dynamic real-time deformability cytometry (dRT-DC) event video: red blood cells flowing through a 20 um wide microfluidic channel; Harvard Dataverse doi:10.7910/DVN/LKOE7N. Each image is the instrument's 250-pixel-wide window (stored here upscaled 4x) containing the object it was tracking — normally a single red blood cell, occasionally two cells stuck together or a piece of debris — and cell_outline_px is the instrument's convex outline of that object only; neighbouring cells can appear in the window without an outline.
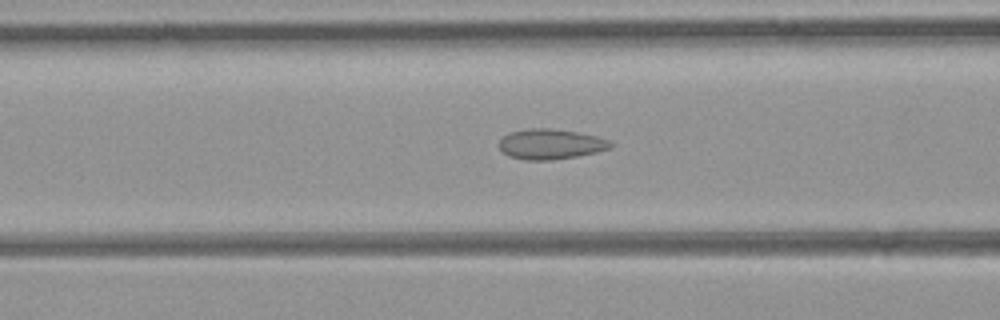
{"species": "common noctule bat (a hibernating species)", "species_latin": "Nyctalus noctula", "temperature_condition": "room temperature", "stored_images_in_passage": 39, "camera_frame_rate_fps": 3000, "um_per_image_px": 0.085, "animal": {"sex": "female", "body_mass_g": 21.9}, "frame": {"image": 1, "passage_image": 15, "time_ms": 4.667, "image_size_px": [1000, 320], "cell_outline_px": [[616, 144], [608, 148], [596, 152], [576, 156], [552, 160], [524, 160], [508, 156], [500, 148], [500, 140], [508, 132], [528, 128], [548, 128], [576, 132], [596, 136], [608, 140]], "centroid_in_image_um": [46.78, 12.25], "position_along_channel_um": 119.8, "area_um2": 19.54}}
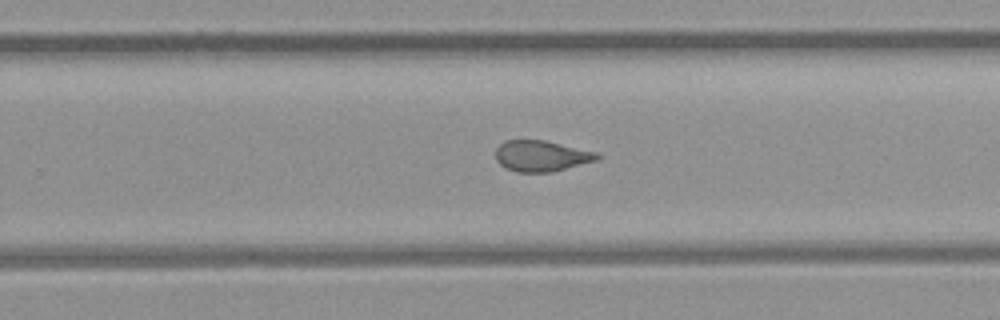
{"frame": {"image": 2, "passage_image": 26, "time_ms": 8.333, "image_size_px": [1000, 320], "cell_outline_px": [[600, 156], [596, 160], [552, 172], [516, 172], [500, 164], [496, 160], [496, 148], [504, 140], [544, 140], [596, 152]], "centroid_in_image_um": [45.98, 13.25], "position_along_channel_um": 283.8, "area_um2": 18.09}}
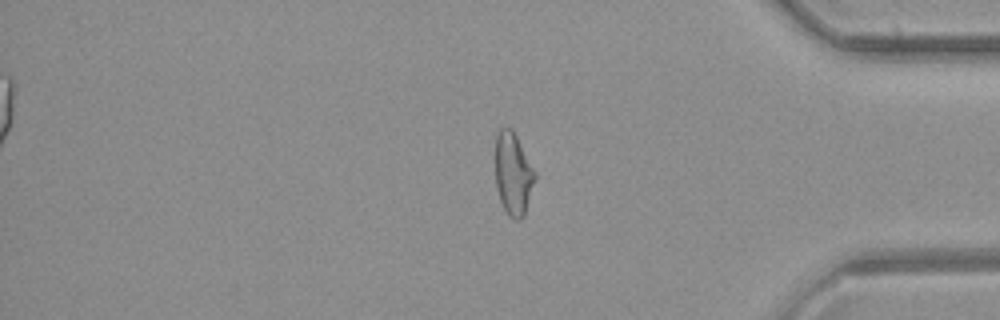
{"frame": {"image": 3, "passage_image": 35, "time_ms": 11.333, "image_size_px": [1000, 320], "cell_outline_px": [[536, 180], [524, 216], [520, 220], [516, 220], [508, 216], [500, 200], [496, 184], [496, 136], [500, 128], [512, 128], [536, 172]], "centroid_in_image_um": [43.64, 14.8], "position_along_channel_um": 391.6, "area_um2": 19.07}}